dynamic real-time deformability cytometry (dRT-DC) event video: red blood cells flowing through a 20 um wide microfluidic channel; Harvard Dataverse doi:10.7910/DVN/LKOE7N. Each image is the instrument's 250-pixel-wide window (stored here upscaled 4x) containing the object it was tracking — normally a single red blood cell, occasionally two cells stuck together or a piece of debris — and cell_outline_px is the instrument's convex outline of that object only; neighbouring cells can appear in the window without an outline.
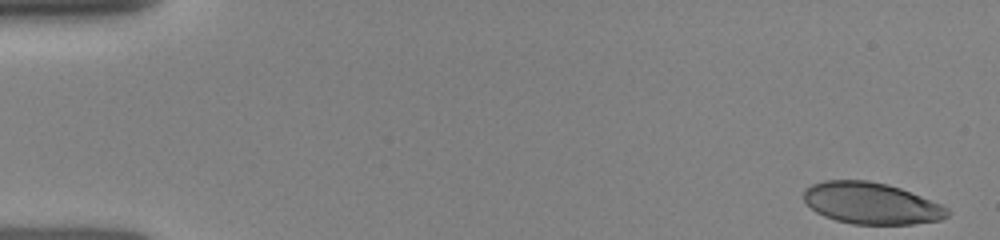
{"species": "human", "species_latin": "Homo sapiens", "temperature_condition": "room temperature", "stored_images_in_passage": 25, "camera_frame_rate_fps": 3000, "um_per_image_px": 0.085, "donor": {"sex": "female"}, "frame": {"image": 1, "passage_image": 1, "time_ms": 0.0, "image_size_px": [1000, 240], "cell_outline_px": [[948, 216], [940, 220], [912, 224], [852, 224], [836, 220], [824, 216], [816, 212], [804, 200], [804, 188], [812, 184], [824, 180], [868, 180], [888, 184], [900, 188], [940, 204], [948, 208]], "centroid_in_image_um": [74.03, 17.27], "position_along_channel_um": 11.0, "area_um2": 34.68}}
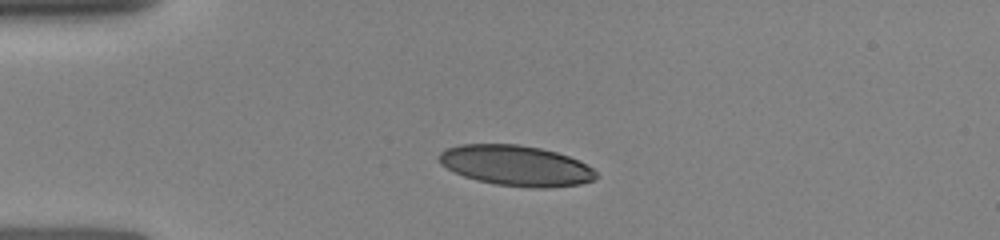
{"frame": {"image": 2, "passage_image": 13, "time_ms": 3.333, "image_size_px": [1000, 240], "cell_outline_px": [[600, 176], [592, 180], [580, 184], [548, 188], [532, 188], [496, 184], [476, 180], [464, 176], [440, 164], [436, 156], [440, 152], [448, 148], [460, 144], [520, 144], [540, 148], [556, 152], [568, 156], [592, 168]], "centroid_in_image_um": [43.84, 14.07], "position_along_channel_um": 41.2, "area_um2": 36.99}}
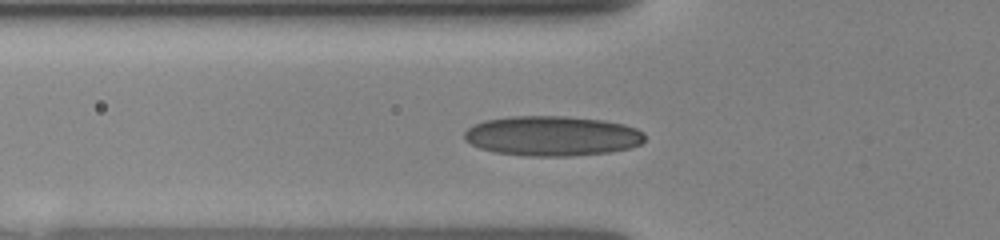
{"frame": {"image": 3, "passage_image": 19, "time_ms": 5.0, "image_size_px": [1000, 240], "cell_outline_px": [[644, 140], [640, 144], [628, 148], [608, 152], [568, 156], [528, 156], [496, 152], [480, 148], [464, 140], [464, 132], [468, 128], [484, 120], [512, 116], [564, 116], [604, 120], [624, 124], [636, 128], [644, 132]], "centroid_in_image_um": [46.93, 11.55], "position_along_channel_um": 78.9, "area_um2": 41.91}}